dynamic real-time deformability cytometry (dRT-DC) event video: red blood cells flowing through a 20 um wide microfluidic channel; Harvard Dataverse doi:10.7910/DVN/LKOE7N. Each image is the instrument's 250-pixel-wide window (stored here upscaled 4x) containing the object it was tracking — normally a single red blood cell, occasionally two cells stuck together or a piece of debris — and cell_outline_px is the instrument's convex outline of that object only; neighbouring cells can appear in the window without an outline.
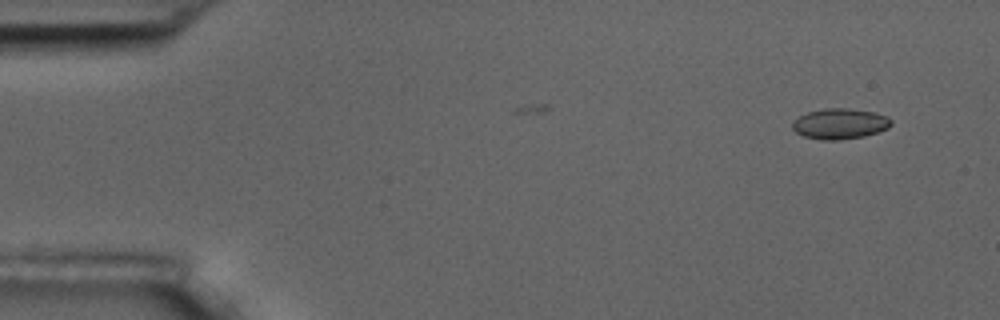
{"species": "common noctule bat (a hibernating species)", "species_latin": "Nyctalus noctula", "temperature_condition": "room temperature", "stored_images_in_passage": 4, "camera_frame_rate_fps": 3000, "um_per_image_px": 0.085, "animal": {"sex": "male", "body_mass_g": 17.5, "forearm_length_mm": 52.3}, "frame": {"image": 1, "passage_image": 2, "time_ms": 1.333, "image_size_px": [1000, 320], "cell_outline_px": [[892, 124], [888, 128], [864, 136], [836, 140], [820, 140], [804, 136], [796, 132], [792, 128], [792, 124], [800, 116], [808, 112], [824, 108], [848, 108], [876, 112], [888, 116], [892, 120]], "centroid_in_image_um": [71.42, 10.51], "position_along_channel_um": 13.6, "area_um2": 17.57}}